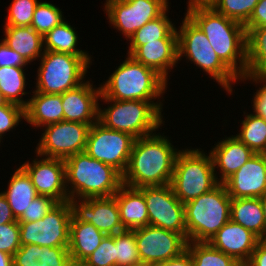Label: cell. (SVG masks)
I'll return each instance as SVG.
<instances>
[{"label": "cell", "instance_id": "cell-1", "mask_svg": "<svg viewBox=\"0 0 266 266\" xmlns=\"http://www.w3.org/2000/svg\"><path fill=\"white\" fill-rule=\"evenodd\" d=\"M180 151L160 133L135 139L127 169L122 175L123 185L140 188L170 184Z\"/></svg>", "mask_w": 266, "mask_h": 266}, {"label": "cell", "instance_id": "cell-2", "mask_svg": "<svg viewBox=\"0 0 266 266\" xmlns=\"http://www.w3.org/2000/svg\"><path fill=\"white\" fill-rule=\"evenodd\" d=\"M187 8L186 15L204 32L218 58L239 79L246 77L244 25L216 12L209 5H192Z\"/></svg>", "mask_w": 266, "mask_h": 266}, {"label": "cell", "instance_id": "cell-3", "mask_svg": "<svg viewBox=\"0 0 266 266\" xmlns=\"http://www.w3.org/2000/svg\"><path fill=\"white\" fill-rule=\"evenodd\" d=\"M64 162L69 199L111 197L123 185L122 175L116 169L90 157L85 151Z\"/></svg>", "mask_w": 266, "mask_h": 266}, {"label": "cell", "instance_id": "cell-4", "mask_svg": "<svg viewBox=\"0 0 266 266\" xmlns=\"http://www.w3.org/2000/svg\"><path fill=\"white\" fill-rule=\"evenodd\" d=\"M167 82L154 69L127 55L108 80L100 86V97L122 101H154L165 93Z\"/></svg>", "mask_w": 266, "mask_h": 266}, {"label": "cell", "instance_id": "cell-5", "mask_svg": "<svg viewBox=\"0 0 266 266\" xmlns=\"http://www.w3.org/2000/svg\"><path fill=\"white\" fill-rule=\"evenodd\" d=\"M100 98L106 104L111 102L103 110L99 107L98 112V122L108 129L125 132L138 139L154 134L164 123L162 102Z\"/></svg>", "mask_w": 266, "mask_h": 266}, {"label": "cell", "instance_id": "cell-6", "mask_svg": "<svg viewBox=\"0 0 266 266\" xmlns=\"http://www.w3.org/2000/svg\"><path fill=\"white\" fill-rule=\"evenodd\" d=\"M188 242H209L230 220L231 197L223 183L184 204Z\"/></svg>", "mask_w": 266, "mask_h": 266}, {"label": "cell", "instance_id": "cell-7", "mask_svg": "<svg viewBox=\"0 0 266 266\" xmlns=\"http://www.w3.org/2000/svg\"><path fill=\"white\" fill-rule=\"evenodd\" d=\"M206 154L200 149H184L177 154L170 186L183 204L219 184L211 154Z\"/></svg>", "mask_w": 266, "mask_h": 266}, {"label": "cell", "instance_id": "cell-8", "mask_svg": "<svg viewBox=\"0 0 266 266\" xmlns=\"http://www.w3.org/2000/svg\"><path fill=\"white\" fill-rule=\"evenodd\" d=\"M179 29L178 60L186 56V60L196 64L231 94V83L239 78L218 58L204 32L186 14Z\"/></svg>", "mask_w": 266, "mask_h": 266}, {"label": "cell", "instance_id": "cell-9", "mask_svg": "<svg viewBox=\"0 0 266 266\" xmlns=\"http://www.w3.org/2000/svg\"><path fill=\"white\" fill-rule=\"evenodd\" d=\"M37 71L35 92L62 94L85 81L91 56H77L67 53L44 51ZM84 79V80H83Z\"/></svg>", "mask_w": 266, "mask_h": 266}, {"label": "cell", "instance_id": "cell-10", "mask_svg": "<svg viewBox=\"0 0 266 266\" xmlns=\"http://www.w3.org/2000/svg\"><path fill=\"white\" fill-rule=\"evenodd\" d=\"M72 209L69 201L58 202L36 222H18L21 246L68 247Z\"/></svg>", "mask_w": 266, "mask_h": 266}, {"label": "cell", "instance_id": "cell-11", "mask_svg": "<svg viewBox=\"0 0 266 266\" xmlns=\"http://www.w3.org/2000/svg\"><path fill=\"white\" fill-rule=\"evenodd\" d=\"M134 140L130 134L108 129L97 121L90 127L84 151L123 175L128 166Z\"/></svg>", "mask_w": 266, "mask_h": 266}, {"label": "cell", "instance_id": "cell-12", "mask_svg": "<svg viewBox=\"0 0 266 266\" xmlns=\"http://www.w3.org/2000/svg\"><path fill=\"white\" fill-rule=\"evenodd\" d=\"M91 125L63 120L44 126L46 128L36 147L37 157L66 160L83 152Z\"/></svg>", "mask_w": 266, "mask_h": 266}, {"label": "cell", "instance_id": "cell-13", "mask_svg": "<svg viewBox=\"0 0 266 266\" xmlns=\"http://www.w3.org/2000/svg\"><path fill=\"white\" fill-rule=\"evenodd\" d=\"M138 189L144 194L149 225L174 231L187 240L184 204L175 196L170 184Z\"/></svg>", "mask_w": 266, "mask_h": 266}, {"label": "cell", "instance_id": "cell-14", "mask_svg": "<svg viewBox=\"0 0 266 266\" xmlns=\"http://www.w3.org/2000/svg\"><path fill=\"white\" fill-rule=\"evenodd\" d=\"M168 4V0H106L104 8L109 23L128 40L144 24L159 17Z\"/></svg>", "mask_w": 266, "mask_h": 266}, {"label": "cell", "instance_id": "cell-15", "mask_svg": "<svg viewBox=\"0 0 266 266\" xmlns=\"http://www.w3.org/2000/svg\"><path fill=\"white\" fill-rule=\"evenodd\" d=\"M141 262L153 264L179 256L187 240L179 233L148 225L134 229Z\"/></svg>", "mask_w": 266, "mask_h": 266}, {"label": "cell", "instance_id": "cell-16", "mask_svg": "<svg viewBox=\"0 0 266 266\" xmlns=\"http://www.w3.org/2000/svg\"><path fill=\"white\" fill-rule=\"evenodd\" d=\"M72 216L84 223H91L105 235H114L124 231L119 215L116 198L99 197L87 199H69Z\"/></svg>", "mask_w": 266, "mask_h": 266}, {"label": "cell", "instance_id": "cell-17", "mask_svg": "<svg viewBox=\"0 0 266 266\" xmlns=\"http://www.w3.org/2000/svg\"><path fill=\"white\" fill-rule=\"evenodd\" d=\"M40 157L21 165L31 177L38 195L52 197L57 202L69 201L64 160Z\"/></svg>", "mask_w": 266, "mask_h": 266}, {"label": "cell", "instance_id": "cell-18", "mask_svg": "<svg viewBox=\"0 0 266 266\" xmlns=\"http://www.w3.org/2000/svg\"><path fill=\"white\" fill-rule=\"evenodd\" d=\"M223 184L231 198H260L266 193V154L255 153Z\"/></svg>", "mask_w": 266, "mask_h": 266}, {"label": "cell", "instance_id": "cell-19", "mask_svg": "<svg viewBox=\"0 0 266 266\" xmlns=\"http://www.w3.org/2000/svg\"><path fill=\"white\" fill-rule=\"evenodd\" d=\"M101 90L84 81L79 86L61 94L64 121L94 124L98 121Z\"/></svg>", "mask_w": 266, "mask_h": 266}, {"label": "cell", "instance_id": "cell-20", "mask_svg": "<svg viewBox=\"0 0 266 266\" xmlns=\"http://www.w3.org/2000/svg\"><path fill=\"white\" fill-rule=\"evenodd\" d=\"M260 240L252 231L229 220L208 243L244 266Z\"/></svg>", "mask_w": 266, "mask_h": 266}, {"label": "cell", "instance_id": "cell-21", "mask_svg": "<svg viewBox=\"0 0 266 266\" xmlns=\"http://www.w3.org/2000/svg\"><path fill=\"white\" fill-rule=\"evenodd\" d=\"M130 56L154 69L166 81L168 72L178 63V39H159L137 47Z\"/></svg>", "mask_w": 266, "mask_h": 266}, {"label": "cell", "instance_id": "cell-22", "mask_svg": "<svg viewBox=\"0 0 266 266\" xmlns=\"http://www.w3.org/2000/svg\"><path fill=\"white\" fill-rule=\"evenodd\" d=\"M211 154L214 169L219 168V183H223L231 175L239 170L255 153L234 135L220 140L209 152Z\"/></svg>", "mask_w": 266, "mask_h": 266}, {"label": "cell", "instance_id": "cell-23", "mask_svg": "<svg viewBox=\"0 0 266 266\" xmlns=\"http://www.w3.org/2000/svg\"><path fill=\"white\" fill-rule=\"evenodd\" d=\"M113 196L116 198L124 229L133 230L149 225L144 194L138 188L122 185Z\"/></svg>", "mask_w": 266, "mask_h": 266}, {"label": "cell", "instance_id": "cell-24", "mask_svg": "<svg viewBox=\"0 0 266 266\" xmlns=\"http://www.w3.org/2000/svg\"><path fill=\"white\" fill-rule=\"evenodd\" d=\"M105 236L91 223L77 221L72 216L68 246L72 264L79 266L99 247Z\"/></svg>", "mask_w": 266, "mask_h": 266}, {"label": "cell", "instance_id": "cell-25", "mask_svg": "<svg viewBox=\"0 0 266 266\" xmlns=\"http://www.w3.org/2000/svg\"><path fill=\"white\" fill-rule=\"evenodd\" d=\"M25 108V121L34 127H44L64 120L61 94H44L33 91Z\"/></svg>", "mask_w": 266, "mask_h": 266}, {"label": "cell", "instance_id": "cell-26", "mask_svg": "<svg viewBox=\"0 0 266 266\" xmlns=\"http://www.w3.org/2000/svg\"><path fill=\"white\" fill-rule=\"evenodd\" d=\"M14 266H74L68 247H45L27 244L13 255Z\"/></svg>", "mask_w": 266, "mask_h": 266}, {"label": "cell", "instance_id": "cell-27", "mask_svg": "<svg viewBox=\"0 0 266 266\" xmlns=\"http://www.w3.org/2000/svg\"><path fill=\"white\" fill-rule=\"evenodd\" d=\"M5 37L2 40L7 46L19 53L28 63L40 58L44 53L43 36L31 26H4ZM43 50V51H42Z\"/></svg>", "mask_w": 266, "mask_h": 266}, {"label": "cell", "instance_id": "cell-28", "mask_svg": "<svg viewBox=\"0 0 266 266\" xmlns=\"http://www.w3.org/2000/svg\"><path fill=\"white\" fill-rule=\"evenodd\" d=\"M230 220L266 239V223L260 198H231Z\"/></svg>", "mask_w": 266, "mask_h": 266}, {"label": "cell", "instance_id": "cell-29", "mask_svg": "<svg viewBox=\"0 0 266 266\" xmlns=\"http://www.w3.org/2000/svg\"><path fill=\"white\" fill-rule=\"evenodd\" d=\"M8 184V189L1 193L6 197L15 218L18 220L27 211L30 202L38 196V193L31 177L21 166L15 170Z\"/></svg>", "mask_w": 266, "mask_h": 266}, {"label": "cell", "instance_id": "cell-30", "mask_svg": "<svg viewBox=\"0 0 266 266\" xmlns=\"http://www.w3.org/2000/svg\"><path fill=\"white\" fill-rule=\"evenodd\" d=\"M168 8L157 18L147 22L135 31L129 39L127 55H130L137 47L159 39H178L177 29L167 16Z\"/></svg>", "mask_w": 266, "mask_h": 266}, {"label": "cell", "instance_id": "cell-31", "mask_svg": "<svg viewBox=\"0 0 266 266\" xmlns=\"http://www.w3.org/2000/svg\"><path fill=\"white\" fill-rule=\"evenodd\" d=\"M44 51L67 53L77 56H90L89 53L77 49L78 35L70 24L61 22L49 31L44 37Z\"/></svg>", "mask_w": 266, "mask_h": 266}, {"label": "cell", "instance_id": "cell-32", "mask_svg": "<svg viewBox=\"0 0 266 266\" xmlns=\"http://www.w3.org/2000/svg\"><path fill=\"white\" fill-rule=\"evenodd\" d=\"M24 67L2 66L0 67V91L9 103L26 108L28 100H23L26 88V76Z\"/></svg>", "mask_w": 266, "mask_h": 266}, {"label": "cell", "instance_id": "cell-33", "mask_svg": "<svg viewBox=\"0 0 266 266\" xmlns=\"http://www.w3.org/2000/svg\"><path fill=\"white\" fill-rule=\"evenodd\" d=\"M246 77H253L266 64V27L245 28Z\"/></svg>", "mask_w": 266, "mask_h": 266}, {"label": "cell", "instance_id": "cell-34", "mask_svg": "<svg viewBox=\"0 0 266 266\" xmlns=\"http://www.w3.org/2000/svg\"><path fill=\"white\" fill-rule=\"evenodd\" d=\"M253 112L245 115L240 133L234 136L254 153L266 154V120Z\"/></svg>", "mask_w": 266, "mask_h": 266}, {"label": "cell", "instance_id": "cell-35", "mask_svg": "<svg viewBox=\"0 0 266 266\" xmlns=\"http://www.w3.org/2000/svg\"><path fill=\"white\" fill-rule=\"evenodd\" d=\"M186 249L191 255L193 266H242L208 242H187Z\"/></svg>", "mask_w": 266, "mask_h": 266}, {"label": "cell", "instance_id": "cell-36", "mask_svg": "<svg viewBox=\"0 0 266 266\" xmlns=\"http://www.w3.org/2000/svg\"><path fill=\"white\" fill-rule=\"evenodd\" d=\"M259 0H212L208 5L216 12L245 25Z\"/></svg>", "mask_w": 266, "mask_h": 266}, {"label": "cell", "instance_id": "cell-37", "mask_svg": "<svg viewBox=\"0 0 266 266\" xmlns=\"http://www.w3.org/2000/svg\"><path fill=\"white\" fill-rule=\"evenodd\" d=\"M62 11L49 2H39L33 13L31 27L43 37L64 21Z\"/></svg>", "mask_w": 266, "mask_h": 266}, {"label": "cell", "instance_id": "cell-38", "mask_svg": "<svg viewBox=\"0 0 266 266\" xmlns=\"http://www.w3.org/2000/svg\"><path fill=\"white\" fill-rule=\"evenodd\" d=\"M116 266H130L141 262L134 229L115 234Z\"/></svg>", "mask_w": 266, "mask_h": 266}, {"label": "cell", "instance_id": "cell-39", "mask_svg": "<svg viewBox=\"0 0 266 266\" xmlns=\"http://www.w3.org/2000/svg\"><path fill=\"white\" fill-rule=\"evenodd\" d=\"M38 0H13L4 26H31Z\"/></svg>", "mask_w": 266, "mask_h": 266}, {"label": "cell", "instance_id": "cell-40", "mask_svg": "<svg viewBox=\"0 0 266 266\" xmlns=\"http://www.w3.org/2000/svg\"><path fill=\"white\" fill-rule=\"evenodd\" d=\"M79 266H116L115 234L106 235L99 247Z\"/></svg>", "mask_w": 266, "mask_h": 266}, {"label": "cell", "instance_id": "cell-41", "mask_svg": "<svg viewBox=\"0 0 266 266\" xmlns=\"http://www.w3.org/2000/svg\"><path fill=\"white\" fill-rule=\"evenodd\" d=\"M20 246V226L18 221L0 225V251L13 256Z\"/></svg>", "mask_w": 266, "mask_h": 266}, {"label": "cell", "instance_id": "cell-42", "mask_svg": "<svg viewBox=\"0 0 266 266\" xmlns=\"http://www.w3.org/2000/svg\"><path fill=\"white\" fill-rule=\"evenodd\" d=\"M57 203L52 197L38 195L30 202L27 211L18 219V222H36L42 219Z\"/></svg>", "mask_w": 266, "mask_h": 266}, {"label": "cell", "instance_id": "cell-43", "mask_svg": "<svg viewBox=\"0 0 266 266\" xmlns=\"http://www.w3.org/2000/svg\"><path fill=\"white\" fill-rule=\"evenodd\" d=\"M21 118L25 119V109L21 106L12 103H8L6 106H1L0 137L3 138L6 132L13 130L15 126H18L19 122L22 120Z\"/></svg>", "mask_w": 266, "mask_h": 266}, {"label": "cell", "instance_id": "cell-44", "mask_svg": "<svg viewBox=\"0 0 266 266\" xmlns=\"http://www.w3.org/2000/svg\"><path fill=\"white\" fill-rule=\"evenodd\" d=\"M252 80L255 83H260L261 87L255 92L256 94L253 95V110L259 114L263 119L266 120V80L258 78V77H244L243 80Z\"/></svg>", "mask_w": 266, "mask_h": 266}, {"label": "cell", "instance_id": "cell-45", "mask_svg": "<svg viewBox=\"0 0 266 266\" xmlns=\"http://www.w3.org/2000/svg\"><path fill=\"white\" fill-rule=\"evenodd\" d=\"M26 65H28V62L19 53L11 49L3 41L0 42V67H26Z\"/></svg>", "mask_w": 266, "mask_h": 266}, {"label": "cell", "instance_id": "cell-46", "mask_svg": "<svg viewBox=\"0 0 266 266\" xmlns=\"http://www.w3.org/2000/svg\"><path fill=\"white\" fill-rule=\"evenodd\" d=\"M244 27H266V0H259Z\"/></svg>", "mask_w": 266, "mask_h": 266}, {"label": "cell", "instance_id": "cell-47", "mask_svg": "<svg viewBox=\"0 0 266 266\" xmlns=\"http://www.w3.org/2000/svg\"><path fill=\"white\" fill-rule=\"evenodd\" d=\"M244 266H266V239H261Z\"/></svg>", "mask_w": 266, "mask_h": 266}, {"label": "cell", "instance_id": "cell-48", "mask_svg": "<svg viewBox=\"0 0 266 266\" xmlns=\"http://www.w3.org/2000/svg\"><path fill=\"white\" fill-rule=\"evenodd\" d=\"M151 266H193V263L191 255L186 249L177 257L167 261L153 263Z\"/></svg>", "mask_w": 266, "mask_h": 266}, {"label": "cell", "instance_id": "cell-49", "mask_svg": "<svg viewBox=\"0 0 266 266\" xmlns=\"http://www.w3.org/2000/svg\"><path fill=\"white\" fill-rule=\"evenodd\" d=\"M18 221L8 204L6 197L0 192V225Z\"/></svg>", "mask_w": 266, "mask_h": 266}, {"label": "cell", "instance_id": "cell-50", "mask_svg": "<svg viewBox=\"0 0 266 266\" xmlns=\"http://www.w3.org/2000/svg\"><path fill=\"white\" fill-rule=\"evenodd\" d=\"M0 266H14L13 256L0 251Z\"/></svg>", "mask_w": 266, "mask_h": 266}, {"label": "cell", "instance_id": "cell-51", "mask_svg": "<svg viewBox=\"0 0 266 266\" xmlns=\"http://www.w3.org/2000/svg\"><path fill=\"white\" fill-rule=\"evenodd\" d=\"M253 77L266 80V64Z\"/></svg>", "mask_w": 266, "mask_h": 266}, {"label": "cell", "instance_id": "cell-52", "mask_svg": "<svg viewBox=\"0 0 266 266\" xmlns=\"http://www.w3.org/2000/svg\"><path fill=\"white\" fill-rule=\"evenodd\" d=\"M260 201H261V204H262L263 213H264V220H265V223H266V193L263 194L260 197Z\"/></svg>", "mask_w": 266, "mask_h": 266}, {"label": "cell", "instance_id": "cell-53", "mask_svg": "<svg viewBox=\"0 0 266 266\" xmlns=\"http://www.w3.org/2000/svg\"><path fill=\"white\" fill-rule=\"evenodd\" d=\"M9 102L4 97L3 93L0 91V107L6 106Z\"/></svg>", "mask_w": 266, "mask_h": 266}, {"label": "cell", "instance_id": "cell-54", "mask_svg": "<svg viewBox=\"0 0 266 266\" xmlns=\"http://www.w3.org/2000/svg\"><path fill=\"white\" fill-rule=\"evenodd\" d=\"M130 266H151V264L144 263V262H139L137 264H133V265H130Z\"/></svg>", "mask_w": 266, "mask_h": 266}]
</instances>
